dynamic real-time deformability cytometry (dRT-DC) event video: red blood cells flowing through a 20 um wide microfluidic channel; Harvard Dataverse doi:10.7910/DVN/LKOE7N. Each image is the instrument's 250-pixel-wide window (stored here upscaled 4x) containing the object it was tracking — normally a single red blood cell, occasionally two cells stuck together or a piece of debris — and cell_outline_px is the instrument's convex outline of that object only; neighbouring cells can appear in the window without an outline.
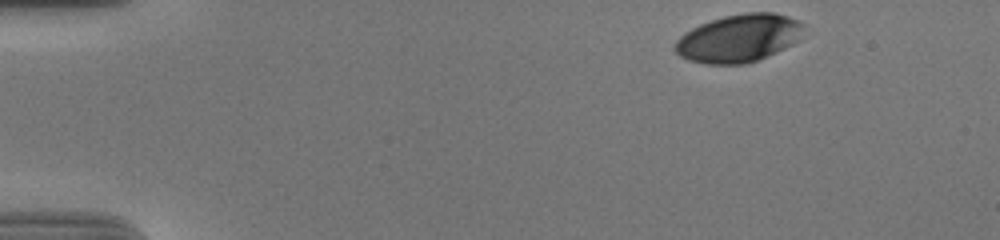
{"species": "human", "species_latin": "Homo sapiens", "temperature_condition": "cold", "stored_images_in_passage": 41, "camera_frame_rate_fps": 3000, "um_per_image_px": 0.085, "donor": {"sex": "male"}, "frame": {"image": 1, "passage_image": 1, "time_ms": 0.0, "image_size_px": [1000, 240], "cell_outline_px": [[808, 24], [800, 40], [776, 52], [756, 60], [744, 64], [704, 64], [688, 60], [680, 56], [672, 48], [676, 40], [684, 32], [700, 24], [724, 16], [744, 12], [772, 12], [788, 16]], "centroid_in_image_um": [62.83, 3.24], "position_along_channel_um": 22.2, "area_um2": 36.3}}
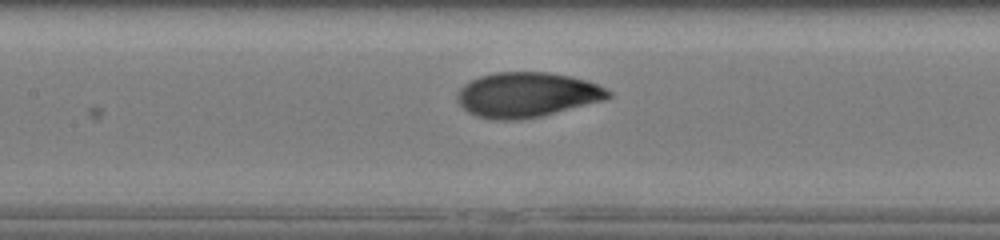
{"frame": {"image": 2, "passage_image": 21, "time_ms": 6.667, "image_size_px": [1000, 240], "cell_outline_px": [[612, 96], [604, 100], [540, 116], [520, 120], [496, 120], [476, 116], [468, 112], [456, 100], [456, 92], [464, 84], [480, 76], [496, 72], [548, 72], [572, 76], [596, 84], [612, 92]], "centroid_in_image_um": [44.76, 8.05], "position_along_channel_um": 162.6, "area_um2": 39.48}}
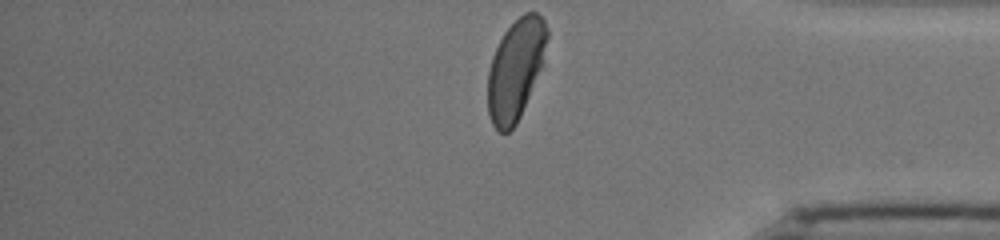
{"frame": {"image": 3, "passage_image": 41, "time_ms": 13.333, "image_size_px": [1000, 240], "cell_outline_px": [[548, 36], [544, 64], [520, 116], [516, 124], [508, 132], [496, 132], [492, 124], [488, 112], [488, 72], [492, 56], [504, 32], [524, 12], [536, 12], [544, 20], [548, 28]], "centroid_in_image_um": [43.85, 5.9], "position_along_channel_um": 391.4, "area_um2": 34.97}, "authors_computed_cell_mechanics": {"area_um2": 38.5526, "velocity_mm_per_s": 3.676, "shape_relaxation_time_tau1_ms": 4.178, "shape_relaxation_time_tau2_ms": null, "deformation_change_tau1": 0.1928, "deformation_change_tau2": null}}